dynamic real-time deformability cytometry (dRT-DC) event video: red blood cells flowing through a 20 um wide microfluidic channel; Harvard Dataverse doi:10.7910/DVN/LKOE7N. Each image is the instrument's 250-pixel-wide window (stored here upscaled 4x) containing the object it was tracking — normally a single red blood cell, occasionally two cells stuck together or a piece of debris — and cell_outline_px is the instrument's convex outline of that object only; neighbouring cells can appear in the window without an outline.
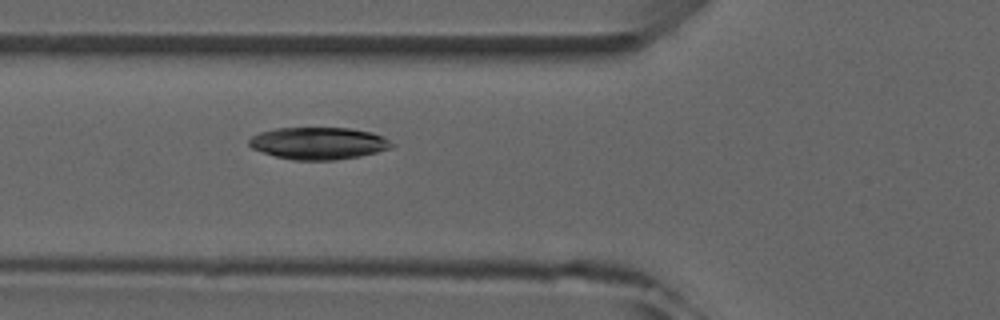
{"species": "common noctule bat (a hibernating species)", "species_latin": "Nyctalus noctula", "temperature_condition": "room temperature", "stored_images_in_passage": 2, "camera_frame_rate_fps": 3000, "um_per_image_px": 0.085, "animal": {"sex": "male", "forearm_length_mm": 52.5}, "frame": {"image": 1, "passage_image": 2, "time_ms": 1.0, "image_size_px": [1000, 320], "cell_outline_px": [[396, 144], [392, 148], [360, 156], [336, 160], [292, 160], [276, 156], [252, 148], [248, 144], [248, 140], [252, 136], [260, 132], [276, 128], [348, 128], [372, 132], [384, 136]], "centroid_in_image_um": [27.11, 12.18], "position_along_channel_um": 98.7, "area_um2": 26.82}}